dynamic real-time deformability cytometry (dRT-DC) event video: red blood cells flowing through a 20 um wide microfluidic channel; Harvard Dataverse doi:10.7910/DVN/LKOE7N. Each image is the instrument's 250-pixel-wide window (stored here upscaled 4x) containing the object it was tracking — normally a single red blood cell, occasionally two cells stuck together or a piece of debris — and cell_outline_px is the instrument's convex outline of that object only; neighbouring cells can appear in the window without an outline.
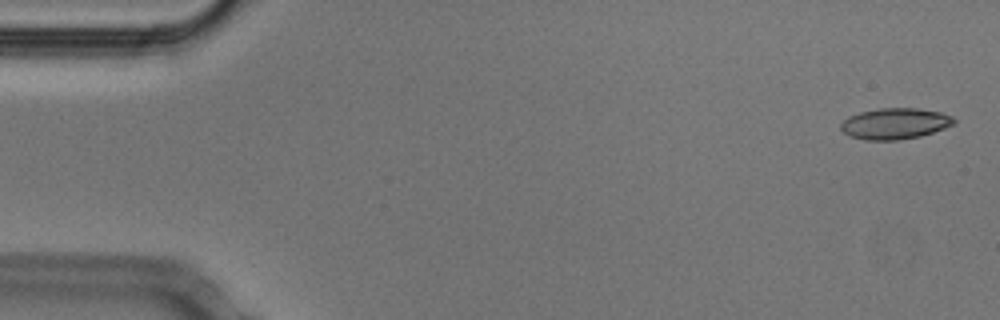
{"species": "Egyptian fruit bat (a non-hibernating species)", "species_latin": "Rousettus aegyptiacus", "temperature_condition": "cold", "stored_images_in_passage": 52, "camera_frame_rate_fps": 3000, "um_per_image_px": 0.085, "animal": {"sex": "male"}, "frame": {"image": 1, "passage_image": 2, "time_ms": 0.333, "image_size_px": [1000, 320], "cell_outline_px": [[956, 124], [920, 136], [896, 140], [864, 140], [852, 136], [844, 132], [840, 128], [840, 124], [848, 116], [860, 112], [880, 108], [916, 108], [940, 112], [952, 116], [956, 120]], "centroid_in_image_um": [76.08, 10.5], "position_along_channel_um": 8.9, "area_um2": 20.4}}
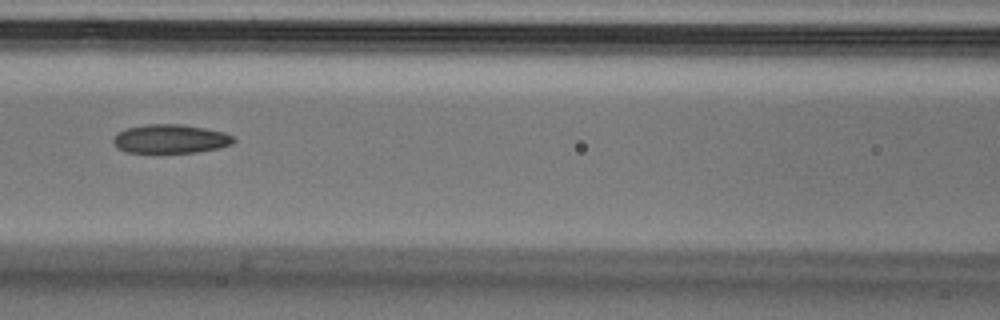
{"frame": {"image": 2, "passage_image": 23, "time_ms": 7.333, "image_size_px": [1000, 320], "cell_outline_px": [[236, 140], [232, 144], [220, 148], [196, 152], [124, 152], [116, 148], [112, 140], [116, 132], [128, 128], [148, 124], [180, 124], [204, 128], [224, 132], [232, 136]], "centroid_in_image_um": [14.47, 11.8], "position_along_channel_um": 152.1, "area_um2": 20.23}}
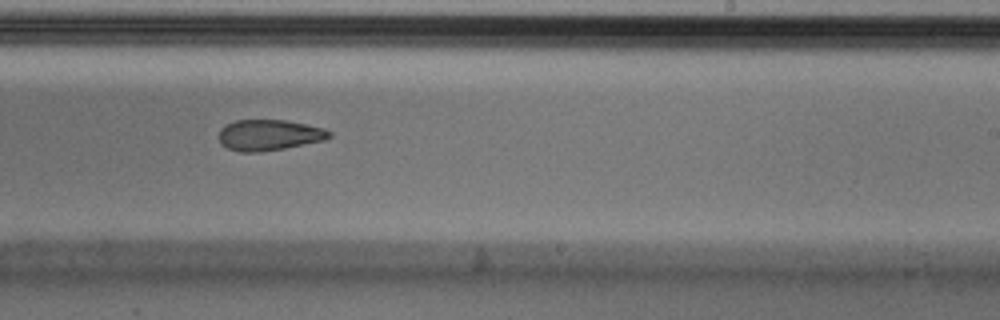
{"frame": {"image": 3, "passage_image": 32, "time_ms": 10.333, "image_size_px": [1000, 320], "cell_outline_px": [[332, 136], [324, 140], [284, 148], [260, 152], [240, 152], [228, 148], [220, 144], [220, 128], [236, 120], [284, 120], [324, 128], [332, 132]], "centroid_in_image_um": [22.87, 11.48], "position_along_channel_um": 266.1, "area_um2": 19.71}, "authors_computed_cell_mechanics": {"area_um2": 20.9525, "velocity_mm_per_s": 3.8071, "shape_relaxation_time_tau1_ms": null, "shape_relaxation_time_tau2_ms": 3.809, "deformation_change_tau1": null, "deformation_change_tau2": 0.1142}}